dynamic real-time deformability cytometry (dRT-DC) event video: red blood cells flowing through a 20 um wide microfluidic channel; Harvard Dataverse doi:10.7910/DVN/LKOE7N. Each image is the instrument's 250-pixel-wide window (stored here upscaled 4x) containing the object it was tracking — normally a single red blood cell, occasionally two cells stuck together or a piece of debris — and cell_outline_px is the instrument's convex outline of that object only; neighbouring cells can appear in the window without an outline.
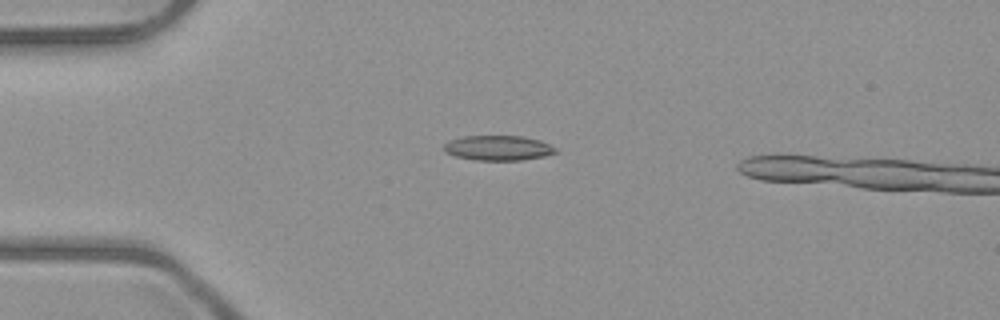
{"species": "common noctule bat (a hibernating species)", "species_latin": "Nyctalus noctula", "temperature_condition": "room temperature", "stored_images_in_passage": 3, "segment_of_instrument_passage": [1, 2], "camera_frame_rate_fps": 3000, "um_per_image_px": 0.085, "animal": {"sex": "male", "body_mass_g": 23.1, "forearm_length_mm": 52.7}, "frame": {"image": 1, "passage_image": 1, "time_ms": 0.0, "image_size_px": [1000, 320], "cell_outline_px": [[560, 152], [544, 156], [520, 160], [476, 160], [456, 156], [444, 152], [444, 144], [448, 140], [464, 136], [524, 136], [540, 140], [556, 148]], "centroid_in_image_um": [42.35, 12.57], "position_along_channel_um": 42.6, "area_um2": 16.3}}